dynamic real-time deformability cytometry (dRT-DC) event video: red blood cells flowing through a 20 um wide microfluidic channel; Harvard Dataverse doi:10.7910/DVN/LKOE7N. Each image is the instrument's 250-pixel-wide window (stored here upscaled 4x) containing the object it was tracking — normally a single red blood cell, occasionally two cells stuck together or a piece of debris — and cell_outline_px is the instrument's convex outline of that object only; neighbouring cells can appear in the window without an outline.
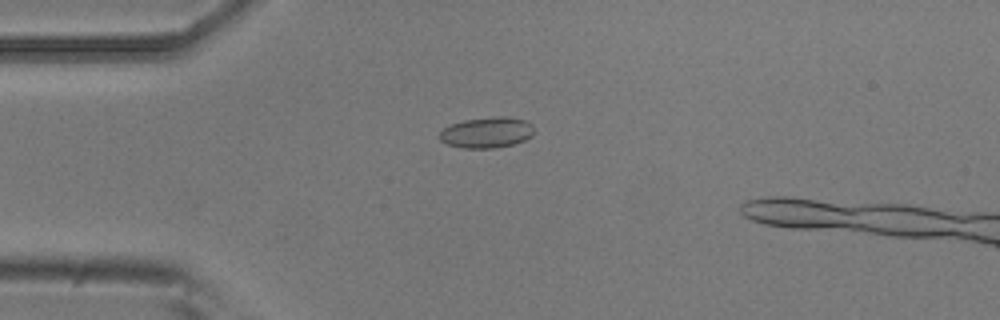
{"species": "common noctule bat (a hibernating species)", "species_latin": "Nyctalus noctula", "temperature_condition": "room temperature", "stored_images_in_passage": 5, "camera_frame_rate_fps": 3000, "um_per_image_px": 0.085, "animal": {"sex": "male", "body_mass_g": 20.5, "forearm_length_mm": 52.5}, "frame": {"image": 1, "passage_image": 5, "time_ms": 1.333, "image_size_px": [1000, 320], "cell_outline_px": [[532, 136], [524, 140], [512, 144], [496, 148], [464, 148], [448, 144], [440, 140], [440, 132], [448, 124], [464, 120], [492, 116], [508, 116], [524, 120], [532, 124]], "centroid_in_image_um": [41.36, 11.25], "position_along_channel_um": 43.6, "area_um2": 16.99}}